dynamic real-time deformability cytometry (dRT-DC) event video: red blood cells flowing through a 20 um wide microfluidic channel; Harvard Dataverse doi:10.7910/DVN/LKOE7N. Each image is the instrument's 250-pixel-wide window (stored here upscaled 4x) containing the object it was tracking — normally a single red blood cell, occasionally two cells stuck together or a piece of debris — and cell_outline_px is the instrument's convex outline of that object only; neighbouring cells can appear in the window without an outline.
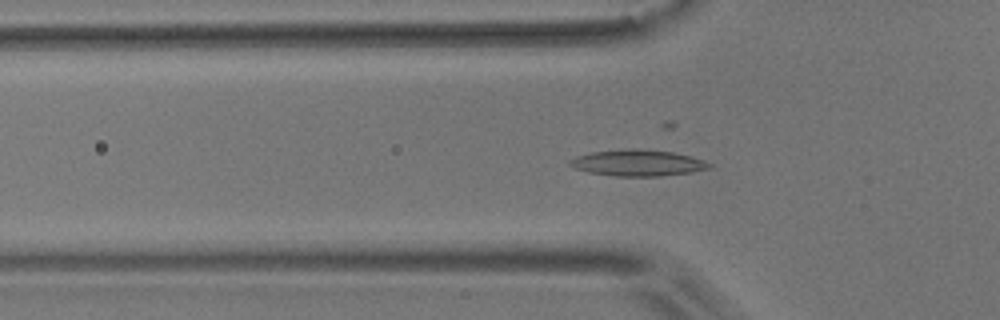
{"species": "common noctule bat (a hibernating species)", "species_latin": "Nyctalus noctula", "temperature_condition": "room temperature", "stored_images_in_passage": 57, "camera_frame_rate_fps": 3000, "um_per_image_px": 0.085, "animal": {"sex": "male", "body_mass_g": 17.9}, "frame": {"image": 1, "passage_image": 18, "time_ms": 5.667, "image_size_px": [1000, 320], "cell_outline_px": [[712, 168], [692, 172], [660, 176], [616, 176], [588, 172], [576, 168], [568, 164], [568, 160], [576, 156], [592, 152], [672, 152], [692, 156], [704, 160], [712, 164]], "centroid_in_image_um": [54.26, 13.9], "position_along_channel_um": 71.5, "area_um2": 20.17}}
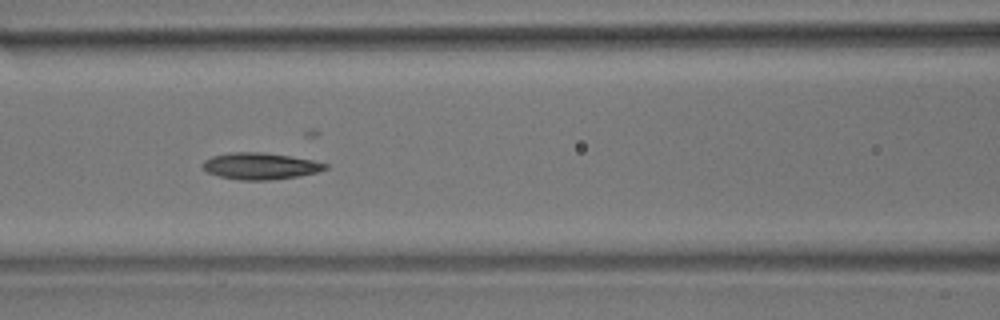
{"frame": {"image": 2, "passage_image": 24, "time_ms": 7.667, "image_size_px": [1000, 320], "cell_outline_px": [[328, 168], [316, 172], [296, 176], [268, 180], [240, 180], [220, 176], [208, 172], [204, 168], [204, 160], [212, 156], [228, 152], [260, 152], [288, 156], [312, 160], [328, 164]], "centroid_in_image_um": [22.11, 14.11], "position_along_channel_um": 144.5, "area_um2": 18.67}}
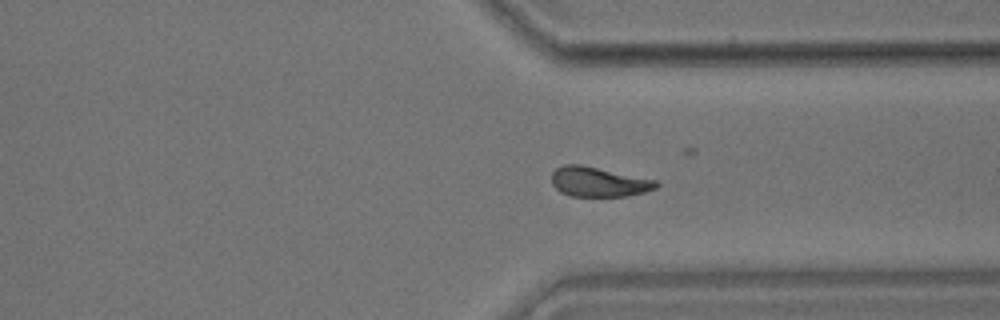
{"frame": {"image": 3, "passage_image": 42, "time_ms": 13.667, "image_size_px": [1000, 320], "cell_outline_px": [[660, 184], [656, 188], [644, 192], [624, 196], [572, 196], [560, 192], [552, 184], [552, 172], [556, 168], [564, 164], [580, 164], [656, 180]], "centroid_in_image_um": [50.86, 15.45], "position_along_channel_um": 360.5, "area_um2": 18.03}, "authors_computed_cell_mechanics": {"area_um2": 18.6694, "velocity_mm_per_s": 3.6055, "shape_relaxation_time_tau1_ms": 7.3038, "shape_relaxation_time_tau2_ms": 3.8773, "deformation_change_tau1": 0.1658, "deformation_change_tau2": 0.1075}}